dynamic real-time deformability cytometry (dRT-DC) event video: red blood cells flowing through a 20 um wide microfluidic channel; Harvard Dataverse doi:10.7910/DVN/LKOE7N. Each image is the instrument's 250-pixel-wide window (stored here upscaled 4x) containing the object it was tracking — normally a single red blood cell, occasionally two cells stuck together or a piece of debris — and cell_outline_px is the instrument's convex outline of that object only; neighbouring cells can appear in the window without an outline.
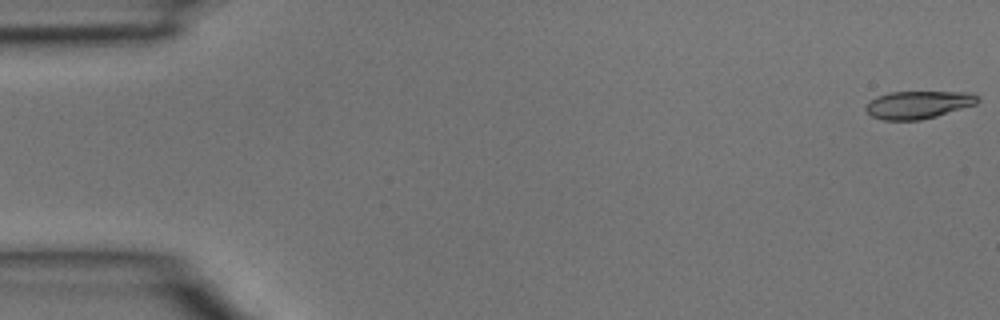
{"species": "common noctule bat (a hibernating species)", "species_latin": "Nyctalus noctula", "temperature_condition": "room temperature", "stored_images_in_passage": 44, "camera_frame_rate_fps": 3000, "um_per_image_px": 0.085, "animal": {"sex": "male", "body_mass_g": 15.6}, "frame": {"image": 1, "passage_image": 1, "time_ms": 0.0, "image_size_px": [1000, 320], "cell_outline_px": [[980, 100], [976, 104], [936, 116], [920, 120], [884, 120], [872, 116], [864, 108], [872, 100], [880, 96], [892, 92], [972, 92], [980, 96]], "centroid_in_image_um": [78.11, 8.9], "position_along_channel_um": 6.9, "area_um2": 17.86}}
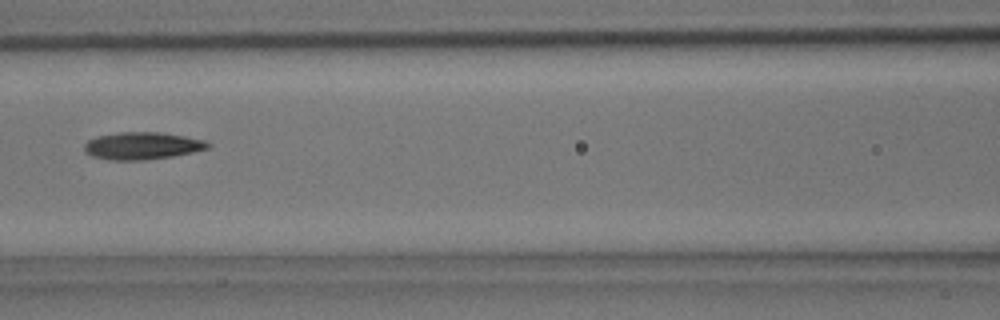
{"frame": {"image": 2, "passage_image": 20, "time_ms": 6.333, "image_size_px": [1000, 320], "cell_outline_px": [[212, 144], [208, 148], [192, 152], [172, 156], [144, 160], [112, 160], [92, 156], [84, 152], [84, 144], [88, 140], [96, 136], [120, 132], [160, 132], [184, 136], [204, 140]], "centroid_in_image_um": [12.06, 12.39], "position_along_channel_um": 154.5, "area_um2": 19.65}}
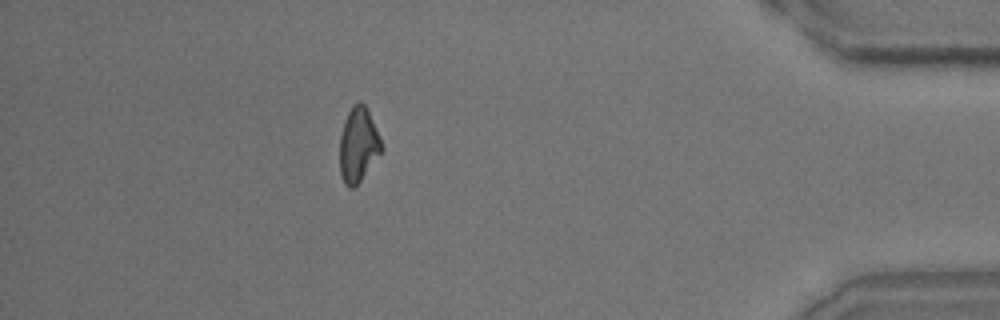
{"frame": {"image": 3, "passage_image": 40, "time_ms": 13.0, "image_size_px": [1000, 320], "cell_outline_px": [[384, 148], [360, 180], [352, 188], [348, 188], [344, 184], [340, 172], [340, 136], [344, 120], [352, 104], [356, 100], [360, 100], [364, 104], [368, 112]], "centroid_in_image_um": [30.42, 12.28], "position_along_channel_um": 404.8, "area_um2": 17.92}}